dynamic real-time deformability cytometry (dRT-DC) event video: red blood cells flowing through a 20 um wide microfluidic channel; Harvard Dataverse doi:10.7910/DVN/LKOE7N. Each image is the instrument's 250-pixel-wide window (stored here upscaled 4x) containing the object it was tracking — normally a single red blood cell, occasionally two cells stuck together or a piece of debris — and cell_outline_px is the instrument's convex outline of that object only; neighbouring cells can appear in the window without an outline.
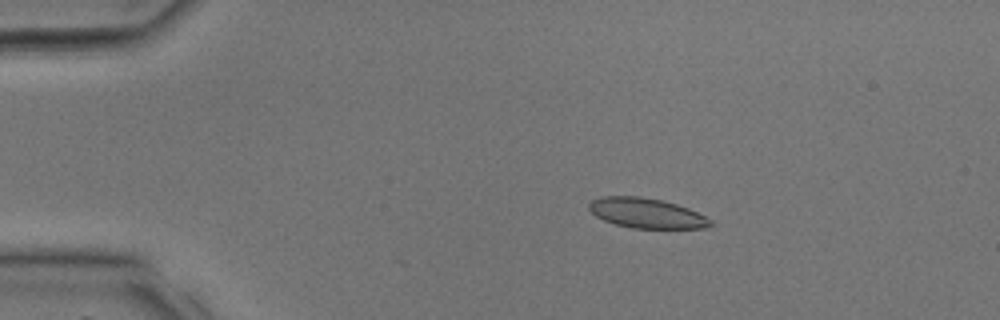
{"species": "common noctule bat (a hibernating species)", "species_latin": "Nyctalus noctula", "temperature_condition": "room temperature", "stored_images_in_passage": 6, "camera_frame_rate_fps": 3000, "um_per_image_px": 0.085, "animal": {"sex": "male", "body_mass_g": 17.9, "forearm_length_mm": 54.2}, "frame": {"image": 1, "passage_image": 4, "time_ms": 1.0, "image_size_px": [1000, 320], "cell_outline_px": [[712, 224], [708, 228], [632, 228], [616, 224], [604, 220], [596, 216], [588, 208], [588, 204], [592, 200], [600, 196], [640, 196], [660, 200], [676, 204], [688, 208], [712, 220]], "centroid_in_image_um": [54.93, 18.11], "position_along_channel_um": 30.1, "area_um2": 21.1}}